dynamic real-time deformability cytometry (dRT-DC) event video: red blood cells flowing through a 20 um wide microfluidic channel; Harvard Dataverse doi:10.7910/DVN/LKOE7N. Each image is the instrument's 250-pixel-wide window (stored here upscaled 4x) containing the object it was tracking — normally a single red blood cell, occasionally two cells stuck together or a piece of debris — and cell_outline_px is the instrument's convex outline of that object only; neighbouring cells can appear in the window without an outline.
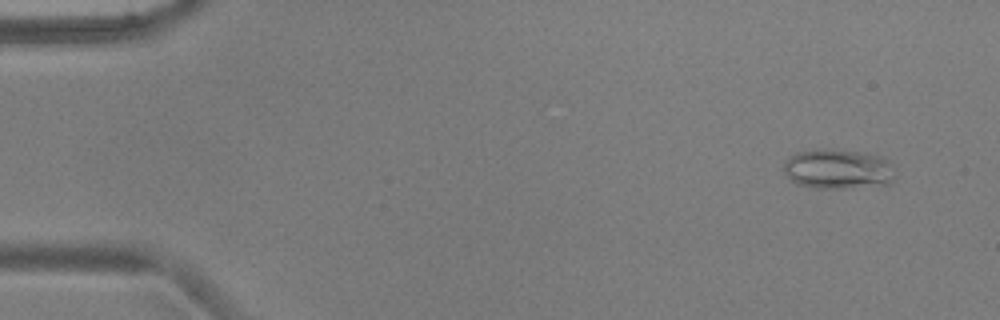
{"species": "common noctule bat (a hibernating species)", "species_latin": "Nyctalus noctula", "temperature_condition": "warm", "stored_images_in_passage": 54, "segment_of_instrument_passage": [1, 2], "camera_frame_rate_fps": 3000, "um_per_image_px": 0.085, "animal": {"sex": "male", "body_mass_g": 17.9, "forearm_length_mm": 54.2}, "frame": {"image": 1, "passage_image": 4, "time_ms": 1.0, "image_size_px": [1000, 320], "cell_outline_px": [[896, 176], [892, 184], [844, 188], [816, 188], [796, 184], [784, 172], [784, 160], [796, 152], [816, 148], [832, 148], [864, 152], [884, 156], [888, 160]], "centroid_in_image_um": [71.25, 14.35], "position_along_channel_um": 13.8, "area_um2": 26.53}}
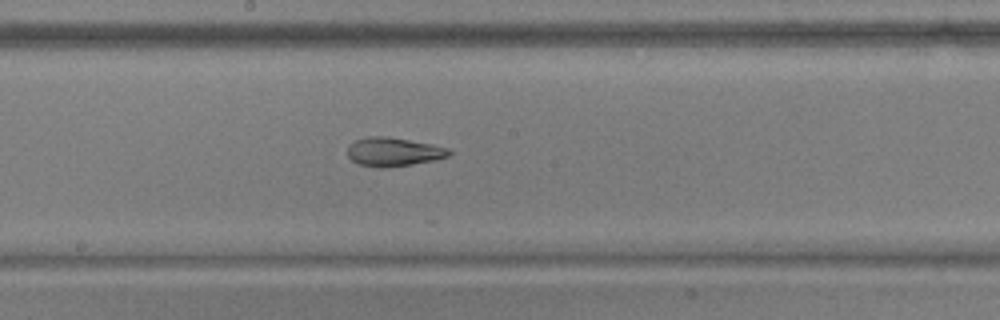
{"frame": {"image": 2, "passage_image": 29, "time_ms": 9.333, "image_size_px": [1000, 320], "cell_outline_px": [[452, 152], [448, 156], [432, 160], [412, 164], [384, 168], [380, 168], [360, 164], [352, 160], [348, 156], [348, 144], [356, 140], [368, 136], [388, 136], [432, 144], [448, 148]], "centroid_in_image_um": [33.43, 12.89], "position_along_channel_um": 214.8, "area_um2": 16.94}}
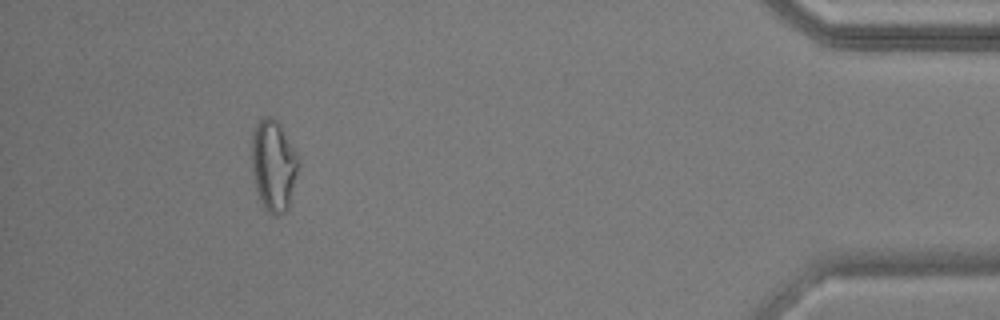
{"frame": {"image": 3, "passage_image": 49, "time_ms": 16.0, "image_size_px": [1000, 320], "cell_outline_px": [[300, 164], [288, 208], [284, 212], [276, 216], [272, 216], [264, 208], [260, 200], [256, 188], [252, 172], [252, 132], [256, 120], [264, 116], [272, 116], [280, 124], [296, 152]], "centroid_in_image_um": [23.24, 14.04], "position_along_channel_um": 412.0, "area_um2": 25.14}}